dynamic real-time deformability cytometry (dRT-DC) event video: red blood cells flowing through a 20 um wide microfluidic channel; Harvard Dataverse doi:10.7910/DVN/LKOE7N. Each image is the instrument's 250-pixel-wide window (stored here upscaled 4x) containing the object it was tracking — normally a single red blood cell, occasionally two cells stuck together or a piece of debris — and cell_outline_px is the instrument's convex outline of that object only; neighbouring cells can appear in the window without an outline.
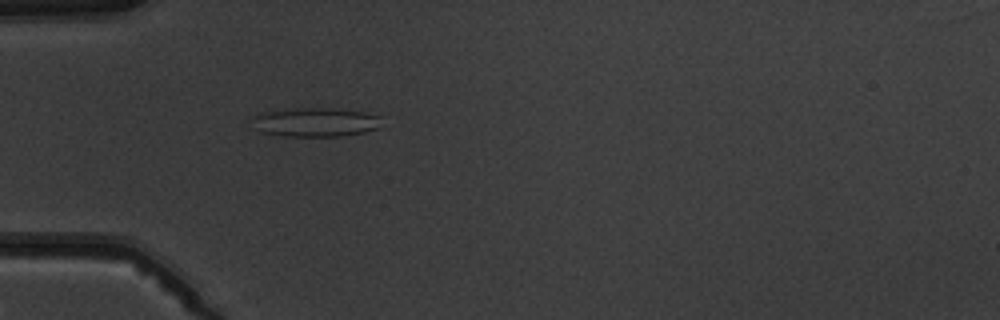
{"species": "common noctule bat (a hibernating species)", "species_latin": "Nyctalus noctula", "temperature_condition": "warm", "stored_images_in_passage": 5, "camera_frame_rate_fps": 3000, "um_per_image_px": 0.085, "animal": {"sex": "male", "body_mass_g": 19.5, "forearm_length_mm": 54.6}, "frame": {"image": 1, "passage_image": 5, "time_ms": 4.667, "image_size_px": [1000, 320], "cell_outline_px": [[380, 116], [376, 128], [364, 132], [340, 136], [288, 136], [264, 132], [252, 128], [248, 116], [260, 112], [292, 108], [332, 108], [364, 112]], "centroid_in_image_um": [26.66, 10.37], "position_along_channel_um": 58.3, "area_um2": 22.02}}